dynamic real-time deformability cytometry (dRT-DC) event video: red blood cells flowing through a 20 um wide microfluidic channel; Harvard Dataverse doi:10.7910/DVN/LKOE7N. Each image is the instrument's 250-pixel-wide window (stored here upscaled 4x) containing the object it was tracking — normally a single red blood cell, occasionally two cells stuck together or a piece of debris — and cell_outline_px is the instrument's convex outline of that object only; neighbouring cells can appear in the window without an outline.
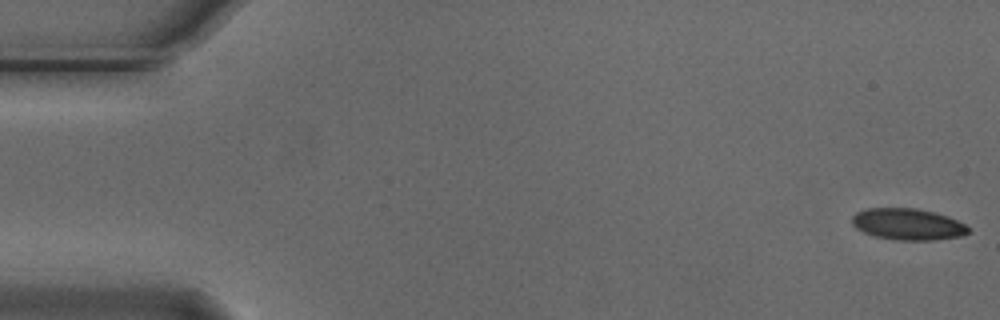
{"species": "Egyptian fruit bat (a non-hibernating species)", "species_latin": "Rousettus aegyptiacus", "temperature_condition": "cold", "stored_images_in_passage": 18, "camera_frame_rate_fps": 3000, "um_per_image_px": 0.085, "animal": {"sex": "male"}, "frame": {"image": 1, "passage_image": 1, "time_ms": 0.0, "image_size_px": [1000, 320], "cell_outline_px": [[968, 232], [960, 236], [932, 240], [896, 240], [876, 236], [864, 232], [856, 228], [852, 224], [852, 216], [856, 212], [868, 208], [916, 208], [948, 216], [964, 224], [968, 228]], "centroid_in_image_um": [77.13, 19.05], "position_along_channel_um": 7.9, "area_um2": 21.1}}
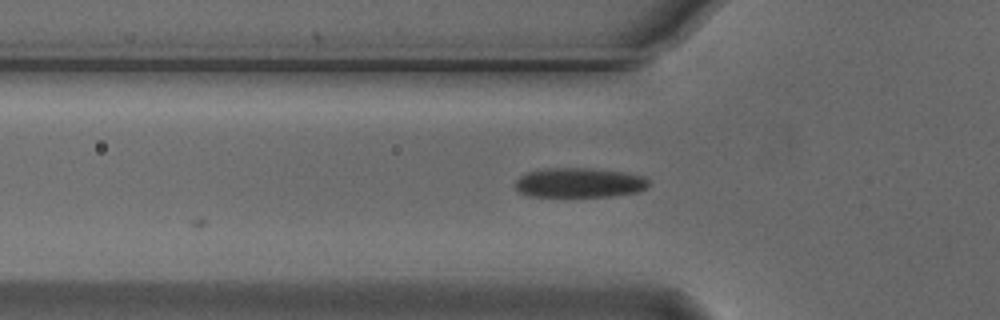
{"frame": {"image": 2, "passage_image": 18, "time_ms": 5.667, "image_size_px": [1000, 320], "cell_outline_px": [[652, 184], [648, 188], [640, 192], [612, 196], [528, 196], [520, 192], [516, 188], [516, 180], [520, 176], [528, 172], [544, 168], [592, 168], [624, 172], [644, 176]], "centroid_in_image_um": [49.31, 15.53], "position_along_channel_um": 76.5, "area_um2": 23.29}}